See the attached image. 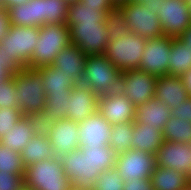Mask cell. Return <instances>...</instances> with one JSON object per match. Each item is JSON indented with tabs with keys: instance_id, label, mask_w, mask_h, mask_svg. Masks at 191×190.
I'll return each instance as SVG.
<instances>
[{
	"instance_id": "6da1fadb",
	"label": "cell",
	"mask_w": 191,
	"mask_h": 190,
	"mask_svg": "<svg viewBox=\"0 0 191 190\" xmlns=\"http://www.w3.org/2000/svg\"><path fill=\"white\" fill-rule=\"evenodd\" d=\"M107 15L97 12L96 7L83 6L81 2L70 4L66 25L71 44L77 45L86 56L105 54L109 44Z\"/></svg>"
},
{
	"instance_id": "7a4b0ae2",
	"label": "cell",
	"mask_w": 191,
	"mask_h": 190,
	"mask_svg": "<svg viewBox=\"0 0 191 190\" xmlns=\"http://www.w3.org/2000/svg\"><path fill=\"white\" fill-rule=\"evenodd\" d=\"M116 157L115 151L107 145L77 149L60 159L73 190H92L102 172L115 168Z\"/></svg>"
},
{
	"instance_id": "3957f363",
	"label": "cell",
	"mask_w": 191,
	"mask_h": 190,
	"mask_svg": "<svg viewBox=\"0 0 191 190\" xmlns=\"http://www.w3.org/2000/svg\"><path fill=\"white\" fill-rule=\"evenodd\" d=\"M13 80L16 88V108L24 115L40 118L46 104L40 72L25 67L13 74Z\"/></svg>"
},
{
	"instance_id": "277c9868",
	"label": "cell",
	"mask_w": 191,
	"mask_h": 190,
	"mask_svg": "<svg viewBox=\"0 0 191 190\" xmlns=\"http://www.w3.org/2000/svg\"><path fill=\"white\" fill-rule=\"evenodd\" d=\"M39 40L31 55L27 68L37 69L50 66L55 56L71 44L69 28L66 24H47L39 27Z\"/></svg>"
},
{
	"instance_id": "5b68a950",
	"label": "cell",
	"mask_w": 191,
	"mask_h": 190,
	"mask_svg": "<svg viewBox=\"0 0 191 190\" xmlns=\"http://www.w3.org/2000/svg\"><path fill=\"white\" fill-rule=\"evenodd\" d=\"M24 188L27 190H73L72 183L63 170L61 159L56 157L27 166Z\"/></svg>"
},
{
	"instance_id": "8992f818",
	"label": "cell",
	"mask_w": 191,
	"mask_h": 190,
	"mask_svg": "<svg viewBox=\"0 0 191 190\" xmlns=\"http://www.w3.org/2000/svg\"><path fill=\"white\" fill-rule=\"evenodd\" d=\"M122 71L104 55L87 56L83 84L98 96L118 91Z\"/></svg>"
},
{
	"instance_id": "52a82bcc",
	"label": "cell",
	"mask_w": 191,
	"mask_h": 190,
	"mask_svg": "<svg viewBox=\"0 0 191 190\" xmlns=\"http://www.w3.org/2000/svg\"><path fill=\"white\" fill-rule=\"evenodd\" d=\"M125 17L131 33L140 35L145 39L163 35V30L157 15L156 1L138 3L129 1L117 7Z\"/></svg>"
},
{
	"instance_id": "ba28073f",
	"label": "cell",
	"mask_w": 191,
	"mask_h": 190,
	"mask_svg": "<svg viewBox=\"0 0 191 190\" xmlns=\"http://www.w3.org/2000/svg\"><path fill=\"white\" fill-rule=\"evenodd\" d=\"M146 43L147 39L130 32L118 39L109 40L104 55L122 72L139 69Z\"/></svg>"
},
{
	"instance_id": "9c48e42d",
	"label": "cell",
	"mask_w": 191,
	"mask_h": 190,
	"mask_svg": "<svg viewBox=\"0 0 191 190\" xmlns=\"http://www.w3.org/2000/svg\"><path fill=\"white\" fill-rule=\"evenodd\" d=\"M39 27L11 25L7 35L1 41L4 51L22 67H27L39 40Z\"/></svg>"
},
{
	"instance_id": "30bf717a",
	"label": "cell",
	"mask_w": 191,
	"mask_h": 190,
	"mask_svg": "<svg viewBox=\"0 0 191 190\" xmlns=\"http://www.w3.org/2000/svg\"><path fill=\"white\" fill-rule=\"evenodd\" d=\"M156 4L163 35L179 38L191 24L187 1L157 0Z\"/></svg>"
},
{
	"instance_id": "8fae6325",
	"label": "cell",
	"mask_w": 191,
	"mask_h": 190,
	"mask_svg": "<svg viewBox=\"0 0 191 190\" xmlns=\"http://www.w3.org/2000/svg\"><path fill=\"white\" fill-rule=\"evenodd\" d=\"M156 78V76L138 69L123 71L119 91H121L135 107H138L154 97Z\"/></svg>"
},
{
	"instance_id": "7c38bea8",
	"label": "cell",
	"mask_w": 191,
	"mask_h": 190,
	"mask_svg": "<svg viewBox=\"0 0 191 190\" xmlns=\"http://www.w3.org/2000/svg\"><path fill=\"white\" fill-rule=\"evenodd\" d=\"M54 150L56 158L79 149V123L70 119L42 124Z\"/></svg>"
},
{
	"instance_id": "4fadbf2b",
	"label": "cell",
	"mask_w": 191,
	"mask_h": 190,
	"mask_svg": "<svg viewBox=\"0 0 191 190\" xmlns=\"http://www.w3.org/2000/svg\"><path fill=\"white\" fill-rule=\"evenodd\" d=\"M115 168L124 182L133 178L150 179L156 168V158L142 150L130 149L117 155Z\"/></svg>"
},
{
	"instance_id": "5bb4252c",
	"label": "cell",
	"mask_w": 191,
	"mask_h": 190,
	"mask_svg": "<svg viewBox=\"0 0 191 190\" xmlns=\"http://www.w3.org/2000/svg\"><path fill=\"white\" fill-rule=\"evenodd\" d=\"M171 38L165 35L147 39L139 69L156 77L169 75Z\"/></svg>"
},
{
	"instance_id": "9a60e30c",
	"label": "cell",
	"mask_w": 191,
	"mask_h": 190,
	"mask_svg": "<svg viewBox=\"0 0 191 190\" xmlns=\"http://www.w3.org/2000/svg\"><path fill=\"white\" fill-rule=\"evenodd\" d=\"M155 158L156 166L175 169L191 179V143L164 140Z\"/></svg>"
},
{
	"instance_id": "2e32d148",
	"label": "cell",
	"mask_w": 191,
	"mask_h": 190,
	"mask_svg": "<svg viewBox=\"0 0 191 190\" xmlns=\"http://www.w3.org/2000/svg\"><path fill=\"white\" fill-rule=\"evenodd\" d=\"M98 111L111 123L134 122L136 107L121 91L98 97Z\"/></svg>"
},
{
	"instance_id": "e0dca14e",
	"label": "cell",
	"mask_w": 191,
	"mask_h": 190,
	"mask_svg": "<svg viewBox=\"0 0 191 190\" xmlns=\"http://www.w3.org/2000/svg\"><path fill=\"white\" fill-rule=\"evenodd\" d=\"M111 127L98 110L79 122V149L109 145Z\"/></svg>"
},
{
	"instance_id": "ac0fdd59",
	"label": "cell",
	"mask_w": 191,
	"mask_h": 190,
	"mask_svg": "<svg viewBox=\"0 0 191 190\" xmlns=\"http://www.w3.org/2000/svg\"><path fill=\"white\" fill-rule=\"evenodd\" d=\"M98 95L84 84H75L68 102V119L81 122L98 110Z\"/></svg>"
},
{
	"instance_id": "d6986e66",
	"label": "cell",
	"mask_w": 191,
	"mask_h": 190,
	"mask_svg": "<svg viewBox=\"0 0 191 190\" xmlns=\"http://www.w3.org/2000/svg\"><path fill=\"white\" fill-rule=\"evenodd\" d=\"M86 59L77 45L70 44L55 56L51 66L61 69L74 84H83Z\"/></svg>"
},
{
	"instance_id": "ffe728a7",
	"label": "cell",
	"mask_w": 191,
	"mask_h": 190,
	"mask_svg": "<svg viewBox=\"0 0 191 190\" xmlns=\"http://www.w3.org/2000/svg\"><path fill=\"white\" fill-rule=\"evenodd\" d=\"M154 97L171 108V110H174L189 95L181 77L163 75L156 78Z\"/></svg>"
},
{
	"instance_id": "44dd1931",
	"label": "cell",
	"mask_w": 191,
	"mask_h": 190,
	"mask_svg": "<svg viewBox=\"0 0 191 190\" xmlns=\"http://www.w3.org/2000/svg\"><path fill=\"white\" fill-rule=\"evenodd\" d=\"M42 128L39 117L24 115L0 140L9 149L20 153L28 141Z\"/></svg>"
},
{
	"instance_id": "7402d4cb",
	"label": "cell",
	"mask_w": 191,
	"mask_h": 190,
	"mask_svg": "<svg viewBox=\"0 0 191 190\" xmlns=\"http://www.w3.org/2000/svg\"><path fill=\"white\" fill-rule=\"evenodd\" d=\"M171 116V108L153 97L147 103L136 107L134 121L163 131L165 124Z\"/></svg>"
},
{
	"instance_id": "603a6c76",
	"label": "cell",
	"mask_w": 191,
	"mask_h": 190,
	"mask_svg": "<svg viewBox=\"0 0 191 190\" xmlns=\"http://www.w3.org/2000/svg\"><path fill=\"white\" fill-rule=\"evenodd\" d=\"M10 24L14 26L40 27L44 25L43 0H30L8 8Z\"/></svg>"
},
{
	"instance_id": "cb8c5ba5",
	"label": "cell",
	"mask_w": 191,
	"mask_h": 190,
	"mask_svg": "<svg viewBox=\"0 0 191 190\" xmlns=\"http://www.w3.org/2000/svg\"><path fill=\"white\" fill-rule=\"evenodd\" d=\"M20 156L25 168L36 162L55 158L53 147L43 128L28 141Z\"/></svg>"
},
{
	"instance_id": "d4e9b609",
	"label": "cell",
	"mask_w": 191,
	"mask_h": 190,
	"mask_svg": "<svg viewBox=\"0 0 191 190\" xmlns=\"http://www.w3.org/2000/svg\"><path fill=\"white\" fill-rule=\"evenodd\" d=\"M163 142V133L160 129L134 121L131 149L142 150L145 153L156 155Z\"/></svg>"
},
{
	"instance_id": "484cf974",
	"label": "cell",
	"mask_w": 191,
	"mask_h": 190,
	"mask_svg": "<svg viewBox=\"0 0 191 190\" xmlns=\"http://www.w3.org/2000/svg\"><path fill=\"white\" fill-rule=\"evenodd\" d=\"M150 181L153 190H182L191 182L180 171L160 166H156Z\"/></svg>"
},
{
	"instance_id": "4316f807",
	"label": "cell",
	"mask_w": 191,
	"mask_h": 190,
	"mask_svg": "<svg viewBox=\"0 0 191 190\" xmlns=\"http://www.w3.org/2000/svg\"><path fill=\"white\" fill-rule=\"evenodd\" d=\"M37 70L40 72L46 95L68 93L75 85L59 68L50 65L41 66Z\"/></svg>"
},
{
	"instance_id": "83f0119b",
	"label": "cell",
	"mask_w": 191,
	"mask_h": 190,
	"mask_svg": "<svg viewBox=\"0 0 191 190\" xmlns=\"http://www.w3.org/2000/svg\"><path fill=\"white\" fill-rule=\"evenodd\" d=\"M169 75L181 77L191 69V50L179 38H171Z\"/></svg>"
},
{
	"instance_id": "f1b7e54d",
	"label": "cell",
	"mask_w": 191,
	"mask_h": 190,
	"mask_svg": "<svg viewBox=\"0 0 191 190\" xmlns=\"http://www.w3.org/2000/svg\"><path fill=\"white\" fill-rule=\"evenodd\" d=\"M70 95L71 90L68 93L46 95L45 110L39 118L41 125L47 122L68 119V102L70 100Z\"/></svg>"
},
{
	"instance_id": "f546056e",
	"label": "cell",
	"mask_w": 191,
	"mask_h": 190,
	"mask_svg": "<svg viewBox=\"0 0 191 190\" xmlns=\"http://www.w3.org/2000/svg\"><path fill=\"white\" fill-rule=\"evenodd\" d=\"M133 127L134 122H123L112 125L109 146L115 151L116 155H120L131 149Z\"/></svg>"
},
{
	"instance_id": "4dcf8cb0",
	"label": "cell",
	"mask_w": 191,
	"mask_h": 190,
	"mask_svg": "<svg viewBox=\"0 0 191 190\" xmlns=\"http://www.w3.org/2000/svg\"><path fill=\"white\" fill-rule=\"evenodd\" d=\"M162 133L164 140L189 144L191 143V122L171 116Z\"/></svg>"
},
{
	"instance_id": "1f68e13d",
	"label": "cell",
	"mask_w": 191,
	"mask_h": 190,
	"mask_svg": "<svg viewBox=\"0 0 191 190\" xmlns=\"http://www.w3.org/2000/svg\"><path fill=\"white\" fill-rule=\"evenodd\" d=\"M68 6L64 0H43L44 25L66 24Z\"/></svg>"
},
{
	"instance_id": "d6a6232c",
	"label": "cell",
	"mask_w": 191,
	"mask_h": 190,
	"mask_svg": "<svg viewBox=\"0 0 191 190\" xmlns=\"http://www.w3.org/2000/svg\"><path fill=\"white\" fill-rule=\"evenodd\" d=\"M13 172L25 175V166L20 153L13 151L0 142V172Z\"/></svg>"
},
{
	"instance_id": "836d02e7",
	"label": "cell",
	"mask_w": 191,
	"mask_h": 190,
	"mask_svg": "<svg viewBox=\"0 0 191 190\" xmlns=\"http://www.w3.org/2000/svg\"><path fill=\"white\" fill-rule=\"evenodd\" d=\"M124 183L116 168H112L101 173L92 190H123Z\"/></svg>"
},
{
	"instance_id": "e575fe53",
	"label": "cell",
	"mask_w": 191,
	"mask_h": 190,
	"mask_svg": "<svg viewBox=\"0 0 191 190\" xmlns=\"http://www.w3.org/2000/svg\"><path fill=\"white\" fill-rule=\"evenodd\" d=\"M106 27L108 29L109 40L118 39L130 33L125 17L118 9L107 15Z\"/></svg>"
},
{
	"instance_id": "d590c367",
	"label": "cell",
	"mask_w": 191,
	"mask_h": 190,
	"mask_svg": "<svg viewBox=\"0 0 191 190\" xmlns=\"http://www.w3.org/2000/svg\"><path fill=\"white\" fill-rule=\"evenodd\" d=\"M21 69L22 67L13 59L12 56H9L4 51L3 44L0 43V85Z\"/></svg>"
},
{
	"instance_id": "8d00e7d4",
	"label": "cell",
	"mask_w": 191,
	"mask_h": 190,
	"mask_svg": "<svg viewBox=\"0 0 191 190\" xmlns=\"http://www.w3.org/2000/svg\"><path fill=\"white\" fill-rule=\"evenodd\" d=\"M24 114L17 108L0 109V140L13 129Z\"/></svg>"
},
{
	"instance_id": "74e56055",
	"label": "cell",
	"mask_w": 191,
	"mask_h": 190,
	"mask_svg": "<svg viewBox=\"0 0 191 190\" xmlns=\"http://www.w3.org/2000/svg\"><path fill=\"white\" fill-rule=\"evenodd\" d=\"M16 88L13 76L0 85V109L3 108H16Z\"/></svg>"
},
{
	"instance_id": "f35d334b",
	"label": "cell",
	"mask_w": 191,
	"mask_h": 190,
	"mask_svg": "<svg viewBox=\"0 0 191 190\" xmlns=\"http://www.w3.org/2000/svg\"><path fill=\"white\" fill-rule=\"evenodd\" d=\"M24 189V176L13 172H0V190Z\"/></svg>"
},
{
	"instance_id": "ab89813d",
	"label": "cell",
	"mask_w": 191,
	"mask_h": 190,
	"mask_svg": "<svg viewBox=\"0 0 191 190\" xmlns=\"http://www.w3.org/2000/svg\"><path fill=\"white\" fill-rule=\"evenodd\" d=\"M80 2L83 6L96 7L97 12H106L107 14H110L117 10V6L112 0H80Z\"/></svg>"
},
{
	"instance_id": "60d3db41",
	"label": "cell",
	"mask_w": 191,
	"mask_h": 190,
	"mask_svg": "<svg viewBox=\"0 0 191 190\" xmlns=\"http://www.w3.org/2000/svg\"><path fill=\"white\" fill-rule=\"evenodd\" d=\"M172 116H176L181 120L191 122V97L184 100L181 105L172 110Z\"/></svg>"
},
{
	"instance_id": "b9f144b4",
	"label": "cell",
	"mask_w": 191,
	"mask_h": 190,
	"mask_svg": "<svg viewBox=\"0 0 191 190\" xmlns=\"http://www.w3.org/2000/svg\"><path fill=\"white\" fill-rule=\"evenodd\" d=\"M123 190H153L150 179L133 178L130 182H125Z\"/></svg>"
},
{
	"instance_id": "7bdbcfd3",
	"label": "cell",
	"mask_w": 191,
	"mask_h": 190,
	"mask_svg": "<svg viewBox=\"0 0 191 190\" xmlns=\"http://www.w3.org/2000/svg\"><path fill=\"white\" fill-rule=\"evenodd\" d=\"M10 19L8 10L0 5V43L7 35L10 29Z\"/></svg>"
},
{
	"instance_id": "ee69618b",
	"label": "cell",
	"mask_w": 191,
	"mask_h": 190,
	"mask_svg": "<svg viewBox=\"0 0 191 190\" xmlns=\"http://www.w3.org/2000/svg\"><path fill=\"white\" fill-rule=\"evenodd\" d=\"M184 87L187 89L188 95L191 97V69L186 71L182 76Z\"/></svg>"
},
{
	"instance_id": "f6af8a7d",
	"label": "cell",
	"mask_w": 191,
	"mask_h": 190,
	"mask_svg": "<svg viewBox=\"0 0 191 190\" xmlns=\"http://www.w3.org/2000/svg\"><path fill=\"white\" fill-rule=\"evenodd\" d=\"M30 0H1V6L5 9L21 5L23 3H28Z\"/></svg>"
},
{
	"instance_id": "bcb514c9",
	"label": "cell",
	"mask_w": 191,
	"mask_h": 190,
	"mask_svg": "<svg viewBox=\"0 0 191 190\" xmlns=\"http://www.w3.org/2000/svg\"><path fill=\"white\" fill-rule=\"evenodd\" d=\"M179 39L191 50V24L190 26L182 33Z\"/></svg>"
},
{
	"instance_id": "7dc6e473",
	"label": "cell",
	"mask_w": 191,
	"mask_h": 190,
	"mask_svg": "<svg viewBox=\"0 0 191 190\" xmlns=\"http://www.w3.org/2000/svg\"><path fill=\"white\" fill-rule=\"evenodd\" d=\"M130 0H112V2L118 7L119 5L129 2Z\"/></svg>"
},
{
	"instance_id": "c3c4849f",
	"label": "cell",
	"mask_w": 191,
	"mask_h": 190,
	"mask_svg": "<svg viewBox=\"0 0 191 190\" xmlns=\"http://www.w3.org/2000/svg\"><path fill=\"white\" fill-rule=\"evenodd\" d=\"M66 3L70 4H74V3H78L80 2V0H64Z\"/></svg>"
},
{
	"instance_id": "681fc988",
	"label": "cell",
	"mask_w": 191,
	"mask_h": 190,
	"mask_svg": "<svg viewBox=\"0 0 191 190\" xmlns=\"http://www.w3.org/2000/svg\"><path fill=\"white\" fill-rule=\"evenodd\" d=\"M130 1L138 2V3H144L147 1H157V0H130Z\"/></svg>"
},
{
	"instance_id": "f907efd6",
	"label": "cell",
	"mask_w": 191,
	"mask_h": 190,
	"mask_svg": "<svg viewBox=\"0 0 191 190\" xmlns=\"http://www.w3.org/2000/svg\"><path fill=\"white\" fill-rule=\"evenodd\" d=\"M187 1V4H188V10H189V13H190V16H191V0H186Z\"/></svg>"
},
{
	"instance_id": "816d5d0a",
	"label": "cell",
	"mask_w": 191,
	"mask_h": 190,
	"mask_svg": "<svg viewBox=\"0 0 191 190\" xmlns=\"http://www.w3.org/2000/svg\"><path fill=\"white\" fill-rule=\"evenodd\" d=\"M182 190H191V182Z\"/></svg>"
}]
</instances>
